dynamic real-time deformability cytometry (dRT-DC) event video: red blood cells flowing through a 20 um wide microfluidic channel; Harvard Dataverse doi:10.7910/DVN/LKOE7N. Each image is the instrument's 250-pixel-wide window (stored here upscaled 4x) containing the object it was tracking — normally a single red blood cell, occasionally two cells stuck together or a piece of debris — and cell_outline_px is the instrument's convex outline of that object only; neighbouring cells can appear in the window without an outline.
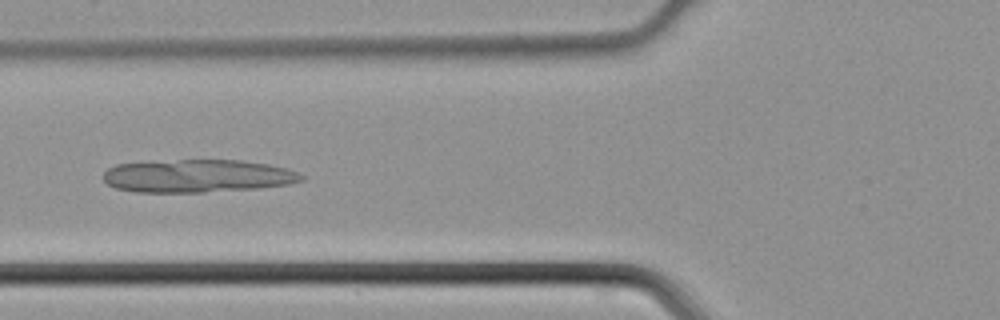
{"species": "common noctule bat (a hibernating species)", "species_latin": "Nyctalus noctula", "temperature_condition": "cold", "stored_images_in_passage": 46, "camera_frame_rate_fps": 3000, "um_per_image_px": 0.085, "animal": {"sex": "male", "body_mass_g": 21.5, "forearm_length_mm": 52.0}, "frame": {"image": 1, "passage_image": 18, "time_ms": 5.667, "image_size_px": [1000, 320], "cell_outline_px": [[304, 180], [288, 184], [260, 188], [204, 192], [136, 192], [116, 188], [108, 184], [104, 180], [104, 172], [108, 168], [116, 164], [180, 160], [240, 160], [268, 164], [288, 168], [304, 176]], "centroid_in_image_um": [16.82, 14.96], "position_along_channel_um": 109.0, "area_um2": 37.92}}
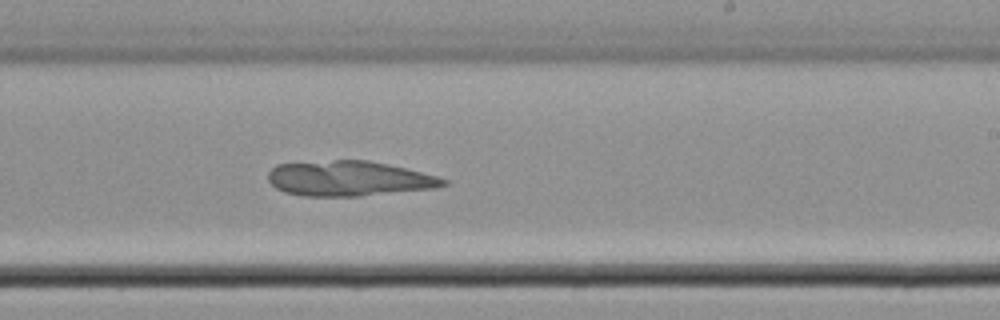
{"frame": {"image": 2, "passage_image": 28, "time_ms": 9.0, "image_size_px": [1000, 320], "cell_outline_px": [[448, 184], [436, 188], [360, 196], [304, 196], [284, 192], [276, 188], [268, 180], [268, 172], [276, 164], [332, 160], [368, 160], [404, 168], [436, 176], [448, 180]], "centroid_in_image_um": [29.63, 15.18], "position_along_channel_um": 259.4, "area_um2": 35.78}}
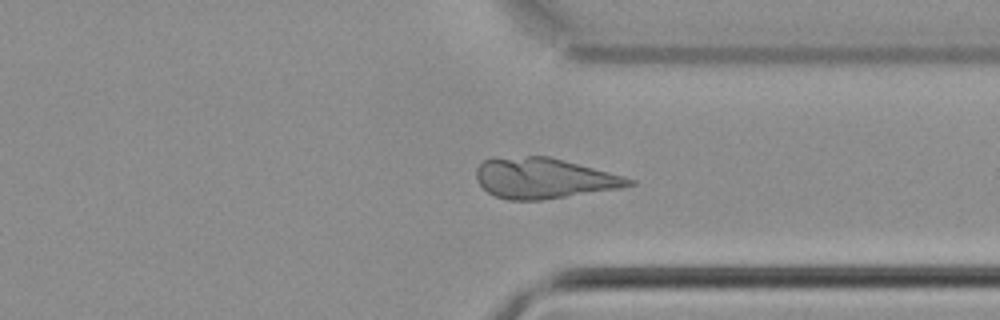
{"frame": {"image": 3, "passage_image": 35, "time_ms": 11.333, "image_size_px": [1000, 320], "cell_outline_px": [[636, 184], [620, 188], [540, 200], [508, 200], [496, 196], [488, 192], [476, 180], [476, 168], [484, 160], [528, 156], [548, 156], [624, 176], [636, 180]], "centroid_in_image_um": [46.24, 15.16], "position_along_channel_um": 365.2, "area_um2": 35.55}}